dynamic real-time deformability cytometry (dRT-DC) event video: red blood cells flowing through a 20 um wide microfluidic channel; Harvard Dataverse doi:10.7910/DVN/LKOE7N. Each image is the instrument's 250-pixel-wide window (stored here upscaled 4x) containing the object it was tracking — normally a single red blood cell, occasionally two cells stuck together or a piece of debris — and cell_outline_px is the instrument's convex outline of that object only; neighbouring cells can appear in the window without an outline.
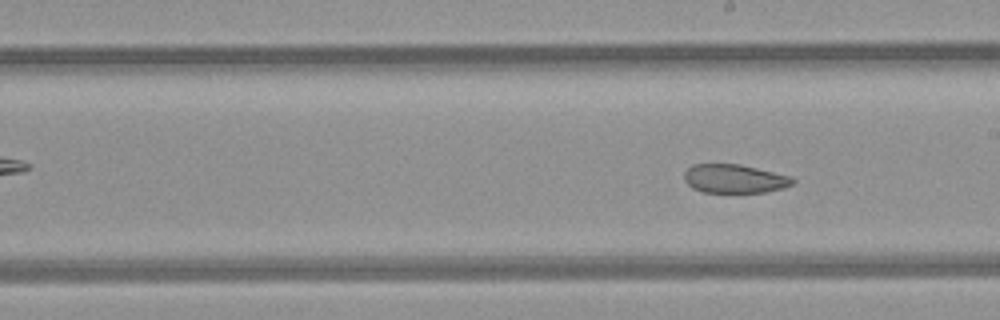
{"species": "common noctule bat (a hibernating species)", "species_latin": "Nyctalus noctula", "temperature_condition": "room temperature", "stored_images_in_passage": 13, "camera_frame_rate_fps": 3000, "um_per_image_px": 0.085, "animal": {"sex": "female", "body_mass_g": 21.9}, "frame": {"image": 1, "passage_image": 13, "time_ms": 14.667, "image_size_px": [1000, 320], "cell_outline_px": [[796, 180], [792, 184], [784, 188], [764, 192], [704, 192], [692, 188], [684, 180], [684, 172], [692, 164], [740, 164], [788, 176]], "centroid_in_image_um": [62.39, 15.19], "position_along_channel_um": 226.6, "area_um2": 17.98}}